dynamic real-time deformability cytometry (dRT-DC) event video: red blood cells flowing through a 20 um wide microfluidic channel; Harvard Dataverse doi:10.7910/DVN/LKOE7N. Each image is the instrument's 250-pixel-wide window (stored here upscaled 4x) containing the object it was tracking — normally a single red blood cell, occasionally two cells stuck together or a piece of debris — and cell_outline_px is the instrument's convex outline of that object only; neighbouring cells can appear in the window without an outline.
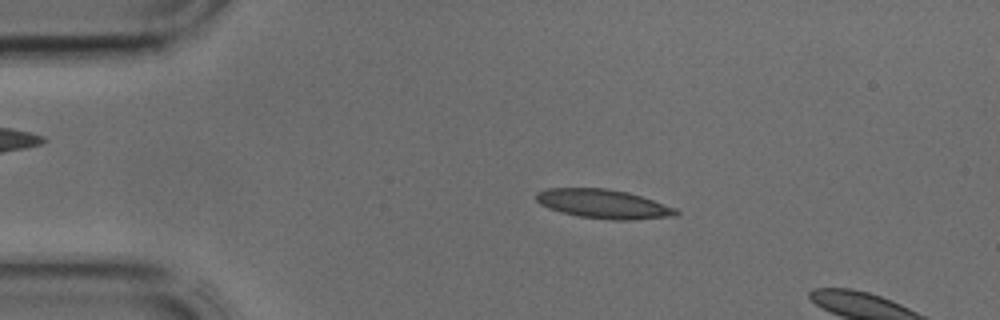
{"species": "common noctule bat (a hibernating species)", "species_latin": "Nyctalus noctula", "temperature_condition": "cold", "stored_images_in_passage": 6, "camera_frame_rate_fps": 3000, "um_per_image_px": 0.085, "animal": {"sex": "male", "body_mass_g": 17.9, "forearm_length_mm": 54.2}, "frame": {"image": 1, "passage_image": 3, "time_ms": 0.667, "image_size_px": [1000, 320], "cell_outline_px": [[680, 212], [676, 216], [632, 220], [612, 220], [580, 216], [560, 212], [548, 208], [540, 204], [536, 200], [536, 192], [548, 188], [608, 188], [628, 192], [676, 208]], "centroid_in_image_um": [51.28, 17.33], "position_along_channel_um": 33.7, "area_um2": 23.7}}